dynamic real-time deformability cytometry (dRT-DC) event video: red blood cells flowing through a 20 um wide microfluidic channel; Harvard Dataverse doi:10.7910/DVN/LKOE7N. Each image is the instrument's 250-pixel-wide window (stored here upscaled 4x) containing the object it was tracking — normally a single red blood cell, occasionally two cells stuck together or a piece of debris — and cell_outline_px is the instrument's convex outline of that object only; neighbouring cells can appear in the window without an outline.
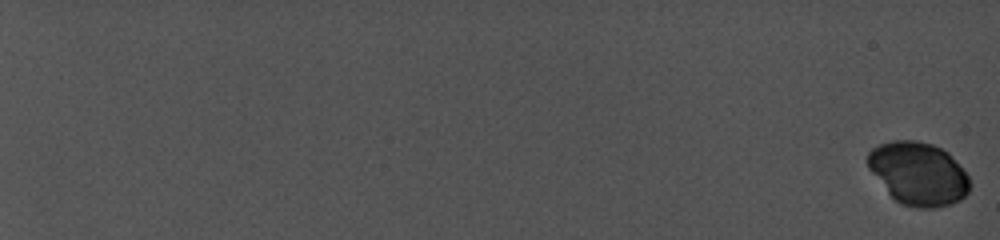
{"species": "common noctule bat (a hibernating species)", "species_latin": "Nyctalus noctula", "temperature_condition": "cold", "stored_images_in_passage": 21, "camera_frame_rate_fps": 5000, "um_per_image_px": 0.085, "animal": {"sex": "female", "body_mass_g": 19.0, "forearm_length_mm": 56.7}, "frame": {"image": 1, "passage_image": 1, "time_ms": 0.0, "image_size_px": [1000, 240], "cell_outline_px": [[968, 192], [960, 200], [948, 204], [928, 208], [920, 208], [904, 204], [896, 200], [888, 192], [868, 164], [868, 156], [876, 148], [884, 144], [928, 144], [944, 152], [964, 172], [968, 180]], "centroid_in_image_um": [78.09, 14.85], "position_along_channel_um": 6.9, "area_um2": 34.56}}